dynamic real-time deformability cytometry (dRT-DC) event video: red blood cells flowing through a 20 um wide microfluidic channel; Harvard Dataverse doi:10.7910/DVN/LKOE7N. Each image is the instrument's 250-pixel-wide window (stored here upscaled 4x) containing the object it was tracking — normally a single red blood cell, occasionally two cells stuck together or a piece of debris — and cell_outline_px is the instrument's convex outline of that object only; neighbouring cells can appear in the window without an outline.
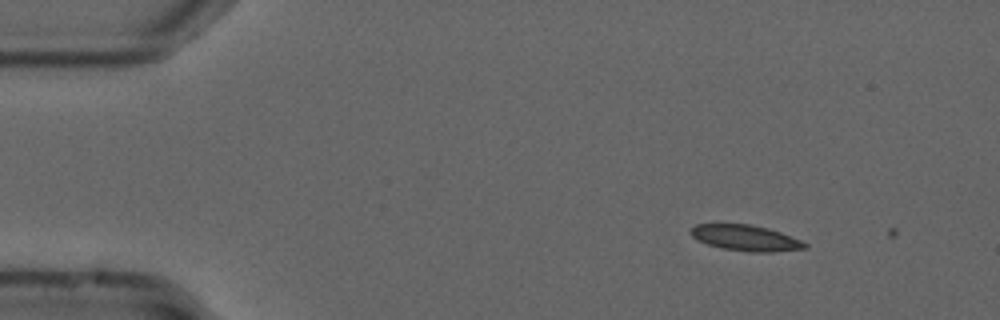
{"species": "common noctule bat (a hibernating species)", "species_latin": "Nyctalus noctula", "temperature_condition": "cold", "stored_images_in_passage": 3, "camera_frame_rate_fps": 3000, "um_per_image_px": 0.085, "animal": {"sex": "male", "forearm_length_mm": 52.5}, "frame": {"image": 1, "passage_image": 2, "time_ms": 0.333, "image_size_px": [1000, 320], "cell_outline_px": [[808, 248], [772, 252], [748, 252], [724, 248], [708, 244], [692, 236], [688, 232], [696, 224], [752, 224], [768, 228], [780, 232], [800, 240], [808, 244]], "centroid_in_image_um": [63.4, 20.22], "position_along_channel_um": 21.6, "area_um2": 17.05}}